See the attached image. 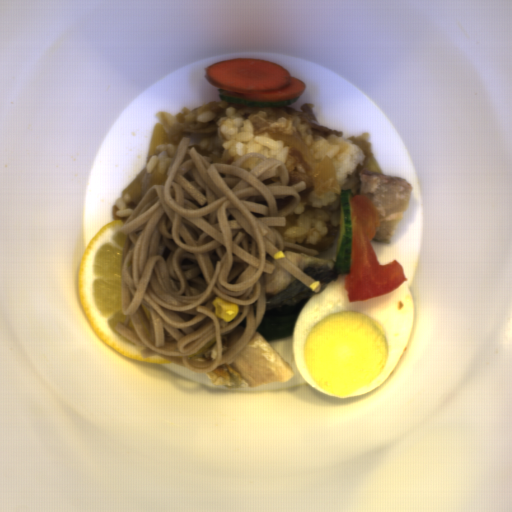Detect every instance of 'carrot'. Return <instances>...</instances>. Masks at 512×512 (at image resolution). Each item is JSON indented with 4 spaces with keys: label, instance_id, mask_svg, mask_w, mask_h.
<instances>
[{
    "label": "carrot",
    "instance_id": "1",
    "mask_svg": "<svg viewBox=\"0 0 512 512\" xmlns=\"http://www.w3.org/2000/svg\"><path fill=\"white\" fill-rule=\"evenodd\" d=\"M214 87L249 101L277 102L299 97L307 85L284 66L261 58L220 60L206 69Z\"/></svg>",
    "mask_w": 512,
    "mask_h": 512
}]
</instances>
